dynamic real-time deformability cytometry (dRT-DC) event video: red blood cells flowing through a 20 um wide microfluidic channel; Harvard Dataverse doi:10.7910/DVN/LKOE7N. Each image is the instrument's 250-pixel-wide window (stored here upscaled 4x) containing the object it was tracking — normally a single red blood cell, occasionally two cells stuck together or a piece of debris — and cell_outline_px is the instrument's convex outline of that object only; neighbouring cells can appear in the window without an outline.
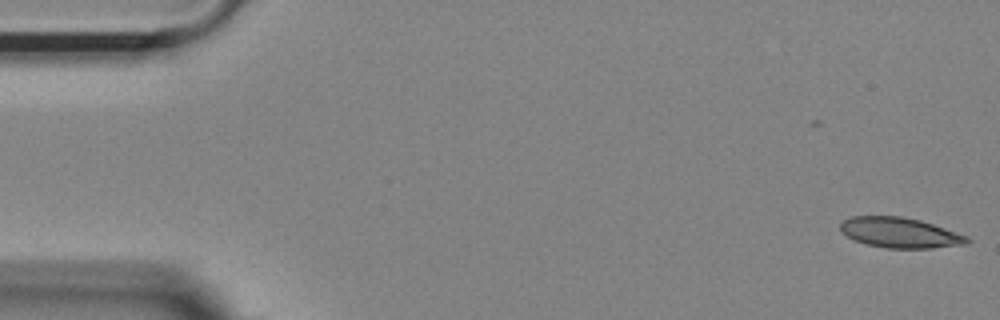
{"species": "Egyptian fruit bat (a non-hibernating species)", "species_latin": "Rousettus aegyptiacus", "temperature_condition": "room temperature", "stored_images_in_passage": 54, "camera_frame_rate_fps": 3000, "um_per_image_px": 0.085, "animal": {"sex": "female"}, "frame": {"image": 1, "passage_image": 1, "time_ms": 0.0, "image_size_px": [1000, 320], "cell_outline_px": [[972, 240], [964, 244], [932, 248], [888, 248], [868, 244], [856, 240], [840, 232], [840, 224], [844, 220], [852, 216], [900, 216], [920, 220], [968, 236]], "centroid_in_image_um": [76.49, 19.77], "position_along_channel_um": 8.5, "area_um2": 22.14}}
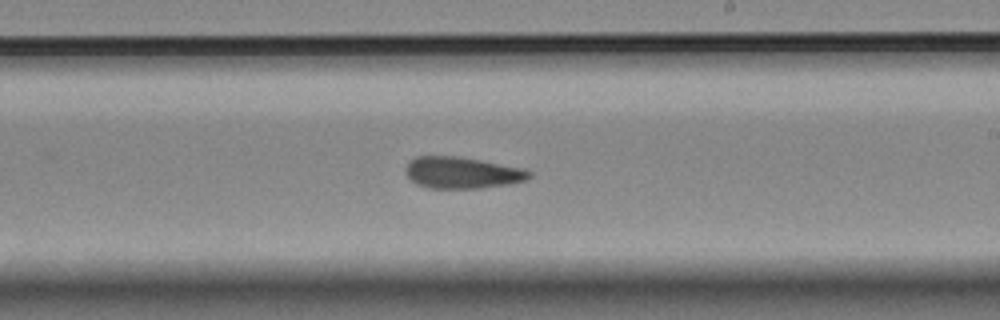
{"frame": {"image": 2, "passage_image": 31, "time_ms": 10.0, "image_size_px": [1000, 320], "cell_outline_px": [[532, 176], [524, 180], [508, 184], [480, 188], [428, 188], [416, 184], [404, 172], [404, 168], [416, 156], [456, 156], [480, 160], [524, 168], [532, 172]], "centroid_in_image_um": [39.27, 14.68], "position_along_channel_um": 249.7, "area_um2": 22.66}}
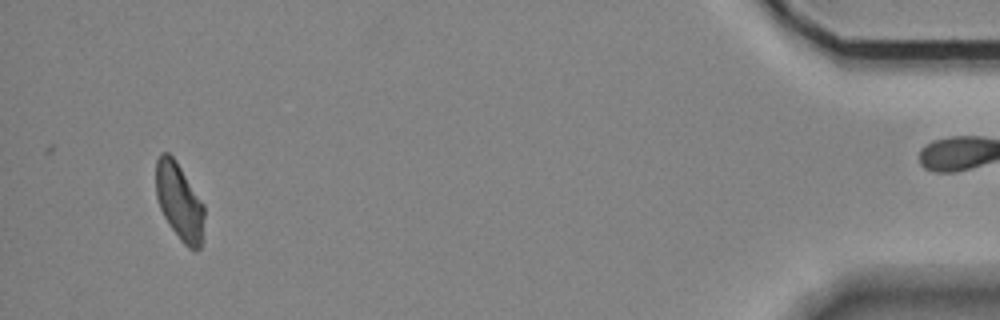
{"frame": {"image": 3, "passage_image": 51, "time_ms": 16.667, "image_size_px": [1000, 320], "cell_outline_px": [[204, 240], [200, 248], [196, 252], [188, 248], [180, 240], [164, 216], [160, 208], [156, 196], [156, 160], [160, 152], [168, 152], [176, 160], [204, 204]], "centroid_in_image_um": [15.27, 17.17], "position_along_channel_um": 419.9, "area_um2": 22.02}}